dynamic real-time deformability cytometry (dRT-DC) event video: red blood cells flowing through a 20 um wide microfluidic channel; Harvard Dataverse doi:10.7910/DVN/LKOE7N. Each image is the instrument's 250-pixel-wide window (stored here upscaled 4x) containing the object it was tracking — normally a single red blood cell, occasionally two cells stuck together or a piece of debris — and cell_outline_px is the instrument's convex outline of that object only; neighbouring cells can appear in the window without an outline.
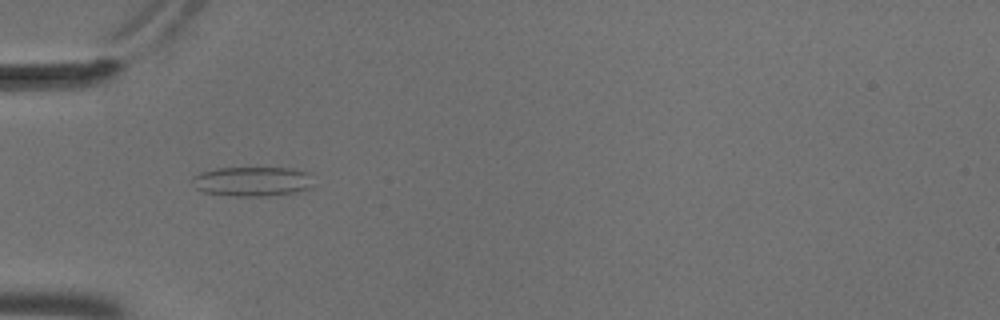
{"species": "common noctule bat (a hibernating species)", "species_latin": "Nyctalus noctula", "temperature_condition": "cold", "stored_images_in_passage": 5, "camera_frame_rate_fps": 3000, "um_per_image_px": 0.085, "animal": {"sex": "male", "body_mass_g": 18.8}, "frame": {"image": 1, "passage_image": 5, "time_ms": 1.333, "image_size_px": [1000, 320], "cell_outline_px": [[312, 188], [296, 192], [264, 196], [232, 196], [204, 192], [196, 188], [192, 180], [192, 176], [200, 172], [216, 168], [296, 168], [308, 172], [312, 184]], "centroid_in_image_um": [21.45, 15.41], "position_along_channel_um": 63.6, "area_um2": 20.98}}